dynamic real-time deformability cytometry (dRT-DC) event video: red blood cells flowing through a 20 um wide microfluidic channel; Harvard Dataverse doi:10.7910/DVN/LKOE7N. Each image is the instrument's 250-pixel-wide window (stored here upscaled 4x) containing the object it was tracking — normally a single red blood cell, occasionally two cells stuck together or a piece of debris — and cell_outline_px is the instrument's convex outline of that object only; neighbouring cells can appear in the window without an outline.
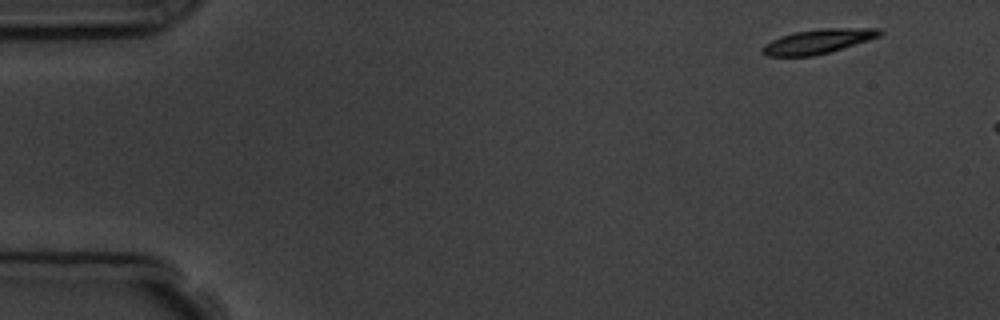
{"species": "common noctule bat (a hibernating species)", "species_latin": "Nyctalus noctula", "temperature_condition": "room temperature", "stored_images_in_passage": 6, "segment_of_instrument_passage": [2, 2], "camera_frame_rate_fps": 3000, "um_per_image_px": 0.085, "animal": {"sex": "male", "body_mass_g": 19.5, "forearm_length_mm": 54.6}, "frame": {"image": 1, "passage_image": 6, "time_ms": 5.667, "image_size_px": [1000, 320], "cell_outline_px": [[884, 32], [880, 36], [868, 40], [828, 52], [812, 56], [768, 56], [760, 52], [760, 48], [764, 44], [780, 36], [792, 32], [820, 28], [880, 28]], "centroid_in_image_um": [69.5, 3.5], "position_along_channel_um": 15.5, "area_um2": 16.76}}